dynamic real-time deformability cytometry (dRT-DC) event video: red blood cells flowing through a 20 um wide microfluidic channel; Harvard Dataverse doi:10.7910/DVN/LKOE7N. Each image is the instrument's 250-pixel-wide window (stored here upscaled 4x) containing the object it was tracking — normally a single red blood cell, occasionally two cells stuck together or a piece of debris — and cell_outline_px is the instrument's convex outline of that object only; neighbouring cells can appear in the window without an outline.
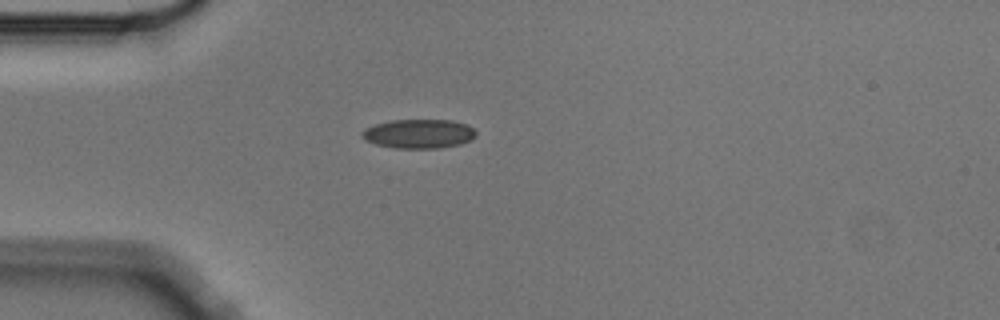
{"species": "Egyptian fruit bat (a non-hibernating species)", "species_latin": "Rousettus aegyptiacus", "temperature_condition": "cold", "stored_images_in_passage": 1, "camera_frame_rate_fps": 3000, "um_per_image_px": 0.085, "animal": {"sex": "male"}, "frame": {"image": 1, "passage_image": 1, "time_ms": 0.0, "image_size_px": [1000, 320], "cell_outline_px": [[476, 136], [472, 140], [460, 144], [440, 148], [392, 148], [376, 144], [364, 140], [360, 136], [360, 132], [364, 128], [376, 124], [392, 120], [452, 120], [468, 124], [476, 132]], "centroid_in_image_um": [35.58, 11.37], "position_along_channel_um": 49.4, "area_um2": 19.59}}